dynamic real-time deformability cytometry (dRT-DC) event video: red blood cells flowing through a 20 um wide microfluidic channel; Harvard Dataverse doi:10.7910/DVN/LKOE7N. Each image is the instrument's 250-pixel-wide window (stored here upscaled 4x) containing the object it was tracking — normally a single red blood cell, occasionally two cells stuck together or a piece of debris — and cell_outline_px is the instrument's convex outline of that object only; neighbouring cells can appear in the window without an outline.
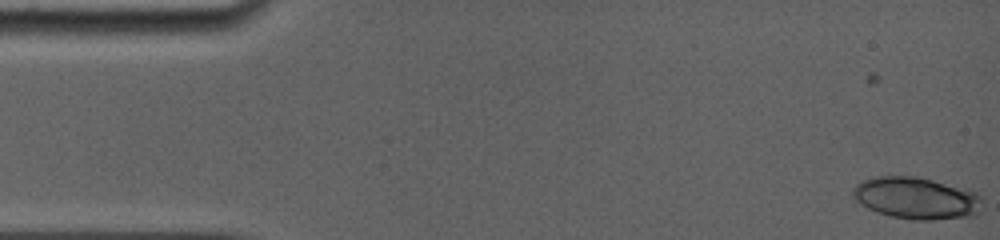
{"species": "common noctule bat (a hibernating species)", "species_latin": "Nyctalus noctula", "temperature_condition": "room temperature", "stored_images_in_passage": 5, "camera_frame_rate_fps": 5000, "um_per_image_px": 0.085, "animal": {"sex": "female", "body_mass_g": 19.0, "forearm_length_mm": 56.7}, "frame": {"image": 1, "passage_image": 2, "time_ms": 1.2, "image_size_px": [1000, 240], "cell_outline_px": [[980, 212], [976, 216], [932, 220], [912, 220], [892, 216], [876, 212], [860, 204], [852, 196], [852, 188], [860, 180], [876, 176], [916, 176], [932, 180], [976, 192], [980, 196]], "centroid_in_image_um": [77.85, 16.84], "position_along_channel_um": 7.2, "area_um2": 31.73}}
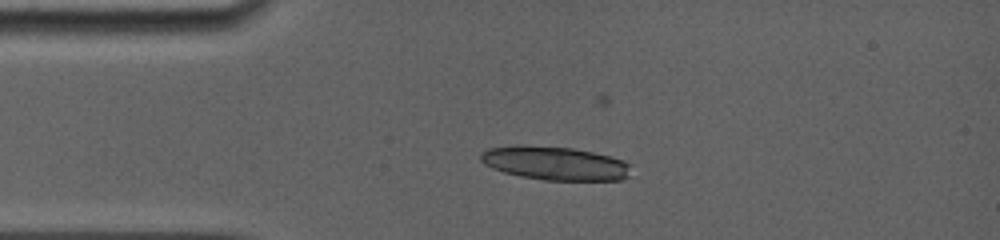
{"frame": {"image": 2, "passage_image": 5, "time_ms": 4.6, "image_size_px": [1000, 240], "cell_outline_px": [[628, 176], [620, 180], [544, 180], [520, 176], [504, 172], [492, 168], [484, 164], [480, 160], [480, 152], [488, 148], [516, 144], [524, 144], [572, 148], [592, 152], [624, 160], [628, 164]], "centroid_in_image_um": [47.09, 13.86], "position_along_channel_um": 37.9, "area_um2": 29.54}}